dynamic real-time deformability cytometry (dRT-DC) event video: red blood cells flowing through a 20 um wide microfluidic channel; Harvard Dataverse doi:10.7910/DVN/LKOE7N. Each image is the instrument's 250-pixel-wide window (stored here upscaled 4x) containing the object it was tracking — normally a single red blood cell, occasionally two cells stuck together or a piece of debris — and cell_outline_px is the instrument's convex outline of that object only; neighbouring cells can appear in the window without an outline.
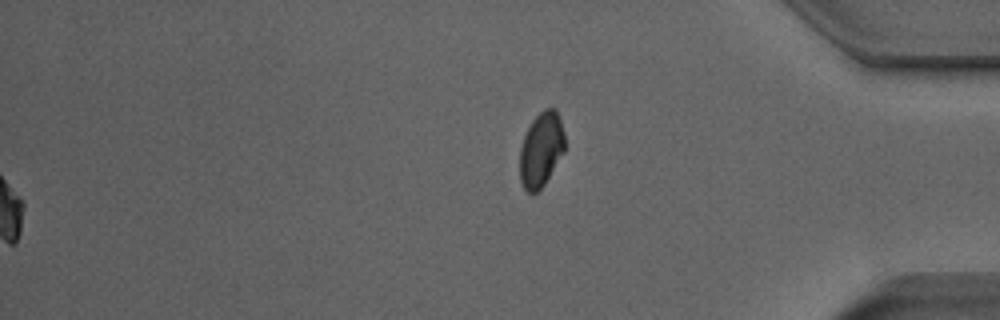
{"species": "Egyptian fruit bat (a non-hibernating species)", "species_latin": "Rousettus aegyptiacus", "temperature_condition": "room temperature", "stored_images_in_passage": 40, "camera_frame_rate_fps": 3000, "um_per_image_px": 0.085, "animal": {"sex": "male"}, "frame": {"image": 1, "passage_image": 40, "time_ms": 13.0, "image_size_px": [1000, 320], "cell_outline_px": [[564, 152], [544, 184], [536, 192], [528, 192], [524, 188], [520, 180], [520, 148], [524, 136], [532, 120], [544, 108], [556, 108], [564, 132]], "centroid_in_image_um": [45.99, 12.69], "position_along_channel_um": 389.2, "area_um2": 19.36}, "authors_computed_cell_mechanics": {"area_um2": 19.0162, "velocity_mm_per_s": 3.9563, "shape_relaxation_time_tau1_ms": 3.3337, "shape_relaxation_time_tau2_ms": 5.5877, "deformation_change_tau1": 0.139, "deformation_change_tau2": 0.0983}}